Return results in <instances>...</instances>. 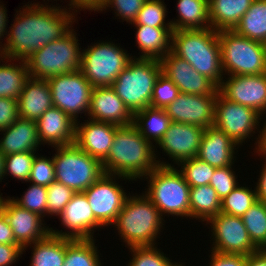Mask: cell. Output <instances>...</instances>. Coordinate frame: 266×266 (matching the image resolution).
<instances>
[{"label": "cell", "instance_id": "23", "mask_svg": "<svg viewBox=\"0 0 266 266\" xmlns=\"http://www.w3.org/2000/svg\"><path fill=\"white\" fill-rule=\"evenodd\" d=\"M75 124L68 114L58 107H50L37 121L40 143L51 147L70 145L75 140Z\"/></svg>", "mask_w": 266, "mask_h": 266}, {"label": "cell", "instance_id": "47", "mask_svg": "<svg viewBox=\"0 0 266 266\" xmlns=\"http://www.w3.org/2000/svg\"><path fill=\"white\" fill-rule=\"evenodd\" d=\"M233 166L216 168L210 179L209 185L214 188L221 200L240 185Z\"/></svg>", "mask_w": 266, "mask_h": 266}, {"label": "cell", "instance_id": "11", "mask_svg": "<svg viewBox=\"0 0 266 266\" xmlns=\"http://www.w3.org/2000/svg\"><path fill=\"white\" fill-rule=\"evenodd\" d=\"M261 121V115L254 109L231 102L218 92L215 101L213 126L223 131L240 148L243 143L245 144V140L247 142L248 139H251V137L253 139L254 135L259 133L255 137V150L253 151L255 154L257 153L261 137Z\"/></svg>", "mask_w": 266, "mask_h": 266}, {"label": "cell", "instance_id": "26", "mask_svg": "<svg viewBox=\"0 0 266 266\" xmlns=\"http://www.w3.org/2000/svg\"><path fill=\"white\" fill-rule=\"evenodd\" d=\"M0 132L3 134L0 139V151L3 155L38 151L41 146L37 125L33 120L19 117L10 127Z\"/></svg>", "mask_w": 266, "mask_h": 266}, {"label": "cell", "instance_id": "22", "mask_svg": "<svg viewBox=\"0 0 266 266\" xmlns=\"http://www.w3.org/2000/svg\"><path fill=\"white\" fill-rule=\"evenodd\" d=\"M133 116L111 86L92 89L87 119L126 126L133 123Z\"/></svg>", "mask_w": 266, "mask_h": 266}, {"label": "cell", "instance_id": "38", "mask_svg": "<svg viewBox=\"0 0 266 266\" xmlns=\"http://www.w3.org/2000/svg\"><path fill=\"white\" fill-rule=\"evenodd\" d=\"M157 246L128 248L132 259L130 258L126 266H185L184 262H172Z\"/></svg>", "mask_w": 266, "mask_h": 266}, {"label": "cell", "instance_id": "25", "mask_svg": "<svg viewBox=\"0 0 266 266\" xmlns=\"http://www.w3.org/2000/svg\"><path fill=\"white\" fill-rule=\"evenodd\" d=\"M19 117L37 121L52 104L47 80L29 77L17 99Z\"/></svg>", "mask_w": 266, "mask_h": 266}, {"label": "cell", "instance_id": "5", "mask_svg": "<svg viewBox=\"0 0 266 266\" xmlns=\"http://www.w3.org/2000/svg\"><path fill=\"white\" fill-rule=\"evenodd\" d=\"M176 168L159 165L146 175L143 179H146L148 186L144 194L158 208L162 217L171 215L173 218L190 219V185Z\"/></svg>", "mask_w": 266, "mask_h": 266}, {"label": "cell", "instance_id": "8", "mask_svg": "<svg viewBox=\"0 0 266 266\" xmlns=\"http://www.w3.org/2000/svg\"><path fill=\"white\" fill-rule=\"evenodd\" d=\"M220 55L224 75L266 73L262 42L240 36L234 30L219 31Z\"/></svg>", "mask_w": 266, "mask_h": 266}, {"label": "cell", "instance_id": "55", "mask_svg": "<svg viewBox=\"0 0 266 266\" xmlns=\"http://www.w3.org/2000/svg\"><path fill=\"white\" fill-rule=\"evenodd\" d=\"M246 266H266V250H259L247 256Z\"/></svg>", "mask_w": 266, "mask_h": 266}, {"label": "cell", "instance_id": "19", "mask_svg": "<svg viewBox=\"0 0 266 266\" xmlns=\"http://www.w3.org/2000/svg\"><path fill=\"white\" fill-rule=\"evenodd\" d=\"M161 73L170 78L179 92L193 95H212L218 87L198 73L186 60L172 51L160 60Z\"/></svg>", "mask_w": 266, "mask_h": 266}, {"label": "cell", "instance_id": "35", "mask_svg": "<svg viewBox=\"0 0 266 266\" xmlns=\"http://www.w3.org/2000/svg\"><path fill=\"white\" fill-rule=\"evenodd\" d=\"M96 239H71L66 237V253L63 266H103Z\"/></svg>", "mask_w": 266, "mask_h": 266}, {"label": "cell", "instance_id": "14", "mask_svg": "<svg viewBox=\"0 0 266 266\" xmlns=\"http://www.w3.org/2000/svg\"><path fill=\"white\" fill-rule=\"evenodd\" d=\"M205 223L211 227L212 251L246 256L259 251L251 241L241 217L220 212Z\"/></svg>", "mask_w": 266, "mask_h": 266}, {"label": "cell", "instance_id": "2", "mask_svg": "<svg viewBox=\"0 0 266 266\" xmlns=\"http://www.w3.org/2000/svg\"><path fill=\"white\" fill-rule=\"evenodd\" d=\"M156 152L158 150L155 145L146 140L133 123L119 126L102 166L107 174L122 176L132 182L138 179L143 181V178L159 165L174 166L162 158L161 161Z\"/></svg>", "mask_w": 266, "mask_h": 266}, {"label": "cell", "instance_id": "16", "mask_svg": "<svg viewBox=\"0 0 266 266\" xmlns=\"http://www.w3.org/2000/svg\"><path fill=\"white\" fill-rule=\"evenodd\" d=\"M65 231L51 228V233L71 239H93L94 232L104 226L94 217L91 206L83 192H77L59 215ZM70 230V231H69Z\"/></svg>", "mask_w": 266, "mask_h": 266}, {"label": "cell", "instance_id": "40", "mask_svg": "<svg viewBox=\"0 0 266 266\" xmlns=\"http://www.w3.org/2000/svg\"><path fill=\"white\" fill-rule=\"evenodd\" d=\"M37 151L19 152L5 155L4 178L11 176L19 181L27 182ZM6 176V177H5Z\"/></svg>", "mask_w": 266, "mask_h": 266}, {"label": "cell", "instance_id": "27", "mask_svg": "<svg viewBox=\"0 0 266 266\" xmlns=\"http://www.w3.org/2000/svg\"><path fill=\"white\" fill-rule=\"evenodd\" d=\"M134 26L136 45L142 51L137 58L160 60L171 51L172 27Z\"/></svg>", "mask_w": 266, "mask_h": 266}, {"label": "cell", "instance_id": "29", "mask_svg": "<svg viewBox=\"0 0 266 266\" xmlns=\"http://www.w3.org/2000/svg\"><path fill=\"white\" fill-rule=\"evenodd\" d=\"M176 5L178 17L170 20L173 30L211 28L208 0H177Z\"/></svg>", "mask_w": 266, "mask_h": 266}, {"label": "cell", "instance_id": "13", "mask_svg": "<svg viewBox=\"0 0 266 266\" xmlns=\"http://www.w3.org/2000/svg\"><path fill=\"white\" fill-rule=\"evenodd\" d=\"M119 179L132 181L131 179L113 174H103L83 193L86 195L94 217L104 226L112 225L117 215L129 196L124 186L119 185ZM118 182H117V181Z\"/></svg>", "mask_w": 266, "mask_h": 266}, {"label": "cell", "instance_id": "18", "mask_svg": "<svg viewBox=\"0 0 266 266\" xmlns=\"http://www.w3.org/2000/svg\"><path fill=\"white\" fill-rule=\"evenodd\" d=\"M0 211L7 219L16 243L22 248L45 238L51 232L43 217L21 208L11 200L10 196L2 199Z\"/></svg>", "mask_w": 266, "mask_h": 266}, {"label": "cell", "instance_id": "41", "mask_svg": "<svg viewBox=\"0 0 266 266\" xmlns=\"http://www.w3.org/2000/svg\"><path fill=\"white\" fill-rule=\"evenodd\" d=\"M166 6L164 0H147L132 24L150 27H172L170 21L165 22L168 14Z\"/></svg>", "mask_w": 266, "mask_h": 266}, {"label": "cell", "instance_id": "24", "mask_svg": "<svg viewBox=\"0 0 266 266\" xmlns=\"http://www.w3.org/2000/svg\"><path fill=\"white\" fill-rule=\"evenodd\" d=\"M238 148L229 136L212 126L202 134L197 157L216 168L230 166L236 161Z\"/></svg>", "mask_w": 266, "mask_h": 266}, {"label": "cell", "instance_id": "36", "mask_svg": "<svg viewBox=\"0 0 266 266\" xmlns=\"http://www.w3.org/2000/svg\"><path fill=\"white\" fill-rule=\"evenodd\" d=\"M241 218L253 244L266 250V203L257 200Z\"/></svg>", "mask_w": 266, "mask_h": 266}, {"label": "cell", "instance_id": "4", "mask_svg": "<svg viewBox=\"0 0 266 266\" xmlns=\"http://www.w3.org/2000/svg\"><path fill=\"white\" fill-rule=\"evenodd\" d=\"M171 51L217 87L221 85L225 76L223 77L218 31L212 28L173 30Z\"/></svg>", "mask_w": 266, "mask_h": 266}, {"label": "cell", "instance_id": "44", "mask_svg": "<svg viewBox=\"0 0 266 266\" xmlns=\"http://www.w3.org/2000/svg\"><path fill=\"white\" fill-rule=\"evenodd\" d=\"M179 93L172 80L160 73L154 84L150 107L165 109L177 99Z\"/></svg>", "mask_w": 266, "mask_h": 266}, {"label": "cell", "instance_id": "53", "mask_svg": "<svg viewBox=\"0 0 266 266\" xmlns=\"http://www.w3.org/2000/svg\"><path fill=\"white\" fill-rule=\"evenodd\" d=\"M257 154L265 160V162L263 161L264 164H262V169L260 170L261 173L258 175V182L255 183L257 200L266 203V155H262L258 152Z\"/></svg>", "mask_w": 266, "mask_h": 266}, {"label": "cell", "instance_id": "31", "mask_svg": "<svg viewBox=\"0 0 266 266\" xmlns=\"http://www.w3.org/2000/svg\"><path fill=\"white\" fill-rule=\"evenodd\" d=\"M171 122L164 109L150 106L136 112L133 116L135 127L146 140L155 142V146L163 138Z\"/></svg>", "mask_w": 266, "mask_h": 266}, {"label": "cell", "instance_id": "12", "mask_svg": "<svg viewBox=\"0 0 266 266\" xmlns=\"http://www.w3.org/2000/svg\"><path fill=\"white\" fill-rule=\"evenodd\" d=\"M50 86L52 104L68 114L74 121L88 116L92 85L81 70L53 76L47 79ZM80 114V115H79Z\"/></svg>", "mask_w": 266, "mask_h": 266}, {"label": "cell", "instance_id": "34", "mask_svg": "<svg viewBox=\"0 0 266 266\" xmlns=\"http://www.w3.org/2000/svg\"><path fill=\"white\" fill-rule=\"evenodd\" d=\"M234 31L251 40L266 42V0H254Z\"/></svg>", "mask_w": 266, "mask_h": 266}, {"label": "cell", "instance_id": "30", "mask_svg": "<svg viewBox=\"0 0 266 266\" xmlns=\"http://www.w3.org/2000/svg\"><path fill=\"white\" fill-rule=\"evenodd\" d=\"M30 246L31 261L29 266H63L66 253V237L51 232L43 239L23 248L26 252Z\"/></svg>", "mask_w": 266, "mask_h": 266}, {"label": "cell", "instance_id": "49", "mask_svg": "<svg viewBox=\"0 0 266 266\" xmlns=\"http://www.w3.org/2000/svg\"><path fill=\"white\" fill-rule=\"evenodd\" d=\"M211 254L209 258L211 261L209 266H246L247 256L241 254H223L209 250Z\"/></svg>", "mask_w": 266, "mask_h": 266}, {"label": "cell", "instance_id": "52", "mask_svg": "<svg viewBox=\"0 0 266 266\" xmlns=\"http://www.w3.org/2000/svg\"><path fill=\"white\" fill-rule=\"evenodd\" d=\"M0 244L19 245L5 215L0 211Z\"/></svg>", "mask_w": 266, "mask_h": 266}, {"label": "cell", "instance_id": "54", "mask_svg": "<svg viewBox=\"0 0 266 266\" xmlns=\"http://www.w3.org/2000/svg\"><path fill=\"white\" fill-rule=\"evenodd\" d=\"M5 4L2 3V1L0 2V56L3 55L4 53V47H5V42L2 43L4 39V35L7 36V25L9 23L8 19L9 17H7V9L6 7L4 6Z\"/></svg>", "mask_w": 266, "mask_h": 266}, {"label": "cell", "instance_id": "32", "mask_svg": "<svg viewBox=\"0 0 266 266\" xmlns=\"http://www.w3.org/2000/svg\"><path fill=\"white\" fill-rule=\"evenodd\" d=\"M29 77L26 61L0 56V97L17 100Z\"/></svg>", "mask_w": 266, "mask_h": 266}, {"label": "cell", "instance_id": "6", "mask_svg": "<svg viewBox=\"0 0 266 266\" xmlns=\"http://www.w3.org/2000/svg\"><path fill=\"white\" fill-rule=\"evenodd\" d=\"M160 73L159 60L133 56L111 87L134 115L150 106L154 84Z\"/></svg>", "mask_w": 266, "mask_h": 266}, {"label": "cell", "instance_id": "15", "mask_svg": "<svg viewBox=\"0 0 266 266\" xmlns=\"http://www.w3.org/2000/svg\"><path fill=\"white\" fill-rule=\"evenodd\" d=\"M222 80L219 93L227 100L266 114V73L258 75H230Z\"/></svg>", "mask_w": 266, "mask_h": 266}, {"label": "cell", "instance_id": "9", "mask_svg": "<svg viewBox=\"0 0 266 266\" xmlns=\"http://www.w3.org/2000/svg\"><path fill=\"white\" fill-rule=\"evenodd\" d=\"M53 158L56 181L71 188L75 193L84 192L103 174L102 162L75 143L56 146Z\"/></svg>", "mask_w": 266, "mask_h": 266}, {"label": "cell", "instance_id": "59", "mask_svg": "<svg viewBox=\"0 0 266 266\" xmlns=\"http://www.w3.org/2000/svg\"><path fill=\"white\" fill-rule=\"evenodd\" d=\"M2 194L3 193L0 194V206H1L2 199H3Z\"/></svg>", "mask_w": 266, "mask_h": 266}, {"label": "cell", "instance_id": "20", "mask_svg": "<svg viewBox=\"0 0 266 266\" xmlns=\"http://www.w3.org/2000/svg\"><path fill=\"white\" fill-rule=\"evenodd\" d=\"M204 128L190 124L171 122L163 138L155 147L178 165L197 157Z\"/></svg>", "mask_w": 266, "mask_h": 266}, {"label": "cell", "instance_id": "7", "mask_svg": "<svg viewBox=\"0 0 266 266\" xmlns=\"http://www.w3.org/2000/svg\"><path fill=\"white\" fill-rule=\"evenodd\" d=\"M74 30L46 44L26 60L30 77L47 80L81 69L82 48Z\"/></svg>", "mask_w": 266, "mask_h": 266}, {"label": "cell", "instance_id": "33", "mask_svg": "<svg viewBox=\"0 0 266 266\" xmlns=\"http://www.w3.org/2000/svg\"><path fill=\"white\" fill-rule=\"evenodd\" d=\"M190 219L207 222L221 212V199L211 185L190 187Z\"/></svg>", "mask_w": 266, "mask_h": 266}, {"label": "cell", "instance_id": "45", "mask_svg": "<svg viewBox=\"0 0 266 266\" xmlns=\"http://www.w3.org/2000/svg\"><path fill=\"white\" fill-rule=\"evenodd\" d=\"M146 1L147 0H106L96 12H103L111 7V10L116 14L115 17H119L122 22L126 21L128 24L132 25L138 12Z\"/></svg>", "mask_w": 266, "mask_h": 266}, {"label": "cell", "instance_id": "17", "mask_svg": "<svg viewBox=\"0 0 266 266\" xmlns=\"http://www.w3.org/2000/svg\"><path fill=\"white\" fill-rule=\"evenodd\" d=\"M219 90L212 95L179 93L164 110L172 122L195 125L204 129L214 124L215 101Z\"/></svg>", "mask_w": 266, "mask_h": 266}, {"label": "cell", "instance_id": "58", "mask_svg": "<svg viewBox=\"0 0 266 266\" xmlns=\"http://www.w3.org/2000/svg\"><path fill=\"white\" fill-rule=\"evenodd\" d=\"M263 44H264V50H265V61H266V42H264Z\"/></svg>", "mask_w": 266, "mask_h": 266}, {"label": "cell", "instance_id": "57", "mask_svg": "<svg viewBox=\"0 0 266 266\" xmlns=\"http://www.w3.org/2000/svg\"><path fill=\"white\" fill-rule=\"evenodd\" d=\"M4 163H5V155L0 151V182L4 179Z\"/></svg>", "mask_w": 266, "mask_h": 266}, {"label": "cell", "instance_id": "3", "mask_svg": "<svg viewBox=\"0 0 266 266\" xmlns=\"http://www.w3.org/2000/svg\"><path fill=\"white\" fill-rule=\"evenodd\" d=\"M130 194L122 210L117 215L113 227L118 230V235L125 247L156 246L157 239L164 229V218L158 208L143 193Z\"/></svg>", "mask_w": 266, "mask_h": 266}, {"label": "cell", "instance_id": "37", "mask_svg": "<svg viewBox=\"0 0 266 266\" xmlns=\"http://www.w3.org/2000/svg\"><path fill=\"white\" fill-rule=\"evenodd\" d=\"M247 185L237 186L221 200V213L242 217L257 201L256 187L252 190Z\"/></svg>", "mask_w": 266, "mask_h": 266}, {"label": "cell", "instance_id": "28", "mask_svg": "<svg viewBox=\"0 0 266 266\" xmlns=\"http://www.w3.org/2000/svg\"><path fill=\"white\" fill-rule=\"evenodd\" d=\"M254 0H208L211 28L234 30Z\"/></svg>", "mask_w": 266, "mask_h": 266}, {"label": "cell", "instance_id": "46", "mask_svg": "<svg viewBox=\"0 0 266 266\" xmlns=\"http://www.w3.org/2000/svg\"><path fill=\"white\" fill-rule=\"evenodd\" d=\"M38 155L37 152L27 182L47 187L56 180L53 158Z\"/></svg>", "mask_w": 266, "mask_h": 266}, {"label": "cell", "instance_id": "56", "mask_svg": "<svg viewBox=\"0 0 266 266\" xmlns=\"http://www.w3.org/2000/svg\"><path fill=\"white\" fill-rule=\"evenodd\" d=\"M264 117V121L263 122V128L261 127V137H260V141H259V145H258V150L257 152L262 154V155H266V114L265 116L262 115L261 119H263Z\"/></svg>", "mask_w": 266, "mask_h": 266}, {"label": "cell", "instance_id": "50", "mask_svg": "<svg viewBox=\"0 0 266 266\" xmlns=\"http://www.w3.org/2000/svg\"><path fill=\"white\" fill-rule=\"evenodd\" d=\"M20 245L0 244V266H13L22 257Z\"/></svg>", "mask_w": 266, "mask_h": 266}, {"label": "cell", "instance_id": "1", "mask_svg": "<svg viewBox=\"0 0 266 266\" xmlns=\"http://www.w3.org/2000/svg\"><path fill=\"white\" fill-rule=\"evenodd\" d=\"M39 3L41 2H30V5L25 3L16 10L14 23L4 39L6 43L3 57L26 61L37 50L62 38L74 28L76 10L67 5L63 8L57 2L50 6L45 2Z\"/></svg>", "mask_w": 266, "mask_h": 266}, {"label": "cell", "instance_id": "39", "mask_svg": "<svg viewBox=\"0 0 266 266\" xmlns=\"http://www.w3.org/2000/svg\"><path fill=\"white\" fill-rule=\"evenodd\" d=\"M178 167L190 187L208 185L216 169L198 157L184 160L178 164Z\"/></svg>", "mask_w": 266, "mask_h": 266}, {"label": "cell", "instance_id": "48", "mask_svg": "<svg viewBox=\"0 0 266 266\" xmlns=\"http://www.w3.org/2000/svg\"><path fill=\"white\" fill-rule=\"evenodd\" d=\"M18 118L17 100L0 97V131L10 127Z\"/></svg>", "mask_w": 266, "mask_h": 266}, {"label": "cell", "instance_id": "10", "mask_svg": "<svg viewBox=\"0 0 266 266\" xmlns=\"http://www.w3.org/2000/svg\"><path fill=\"white\" fill-rule=\"evenodd\" d=\"M112 41H99L82 49L81 71L93 88L108 87L133 58Z\"/></svg>", "mask_w": 266, "mask_h": 266}, {"label": "cell", "instance_id": "21", "mask_svg": "<svg viewBox=\"0 0 266 266\" xmlns=\"http://www.w3.org/2000/svg\"><path fill=\"white\" fill-rule=\"evenodd\" d=\"M76 121L74 143L101 162L107 157L118 125L95 120Z\"/></svg>", "mask_w": 266, "mask_h": 266}, {"label": "cell", "instance_id": "51", "mask_svg": "<svg viewBox=\"0 0 266 266\" xmlns=\"http://www.w3.org/2000/svg\"><path fill=\"white\" fill-rule=\"evenodd\" d=\"M106 0H69L68 7H71L73 10L80 11H97ZM76 8V9H75Z\"/></svg>", "mask_w": 266, "mask_h": 266}, {"label": "cell", "instance_id": "42", "mask_svg": "<svg viewBox=\"0 0 266 266\" xmlns=\"http://www.w3.org/2000/svg\"><path fill=\"white\" fill-rule=\"evenodd\" d=\"M29 188L26 189L22 197L13 196L11 200L21 208L39 214L45 218L47 215V190L45 186L29 183Z\"/></svg>", "mask_w": 266, "mask_h": 266}, {"label": "cell", "instance_id": "43", "mask_svg": "<svg viewBox=\"0 0 266 266\" xmlns=\"http://www.w3.org/2000/svg\"><path fill=\"white\" fill-rule=\"evenodd\" d=\"M46 190L47 216L52 217L54 215L59 217L75 192L56 180L47 186Z\"/></svg>", "mask_w": 266, "mask_h": 266}]
</instances>
